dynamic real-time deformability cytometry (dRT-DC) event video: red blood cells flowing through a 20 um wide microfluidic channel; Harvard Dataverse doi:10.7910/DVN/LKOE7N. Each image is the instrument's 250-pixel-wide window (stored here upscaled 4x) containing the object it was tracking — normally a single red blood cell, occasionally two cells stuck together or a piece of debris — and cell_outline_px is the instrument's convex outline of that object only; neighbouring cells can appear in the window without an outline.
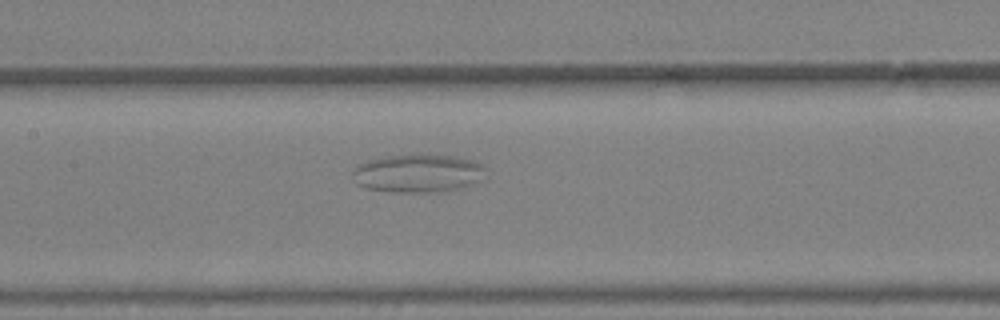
{"species": "Egyptian fruit bat (a non-hibernating species)", "species_latin": "Rousettus aegyptiacus", "temperature_condition": "warm", "stored_images_in_passage": 42, "camera_frame_rate_fps": 3000, "um_per_image_px": 0.085, "animal": {"sex": "female"}, "frame": {"image": 1, "passage_image": 21, "time_ms": 6.667, "image_size_px": [1000, 320], "cell_outline_px": [[488, 168], [476, 180], [460, 188], [444, 192], [392, 192], [364, 188], [356, 184], [352, 180], [352, 172], [356, 164], [368, 160], [384, 156], [412, 152], [416, 152], [456, 156], [472, 160]], "centroid_in_image_um": [35.43, 14.69], "position_along_channel_um": 172.0, "area_um2": 30.46}}
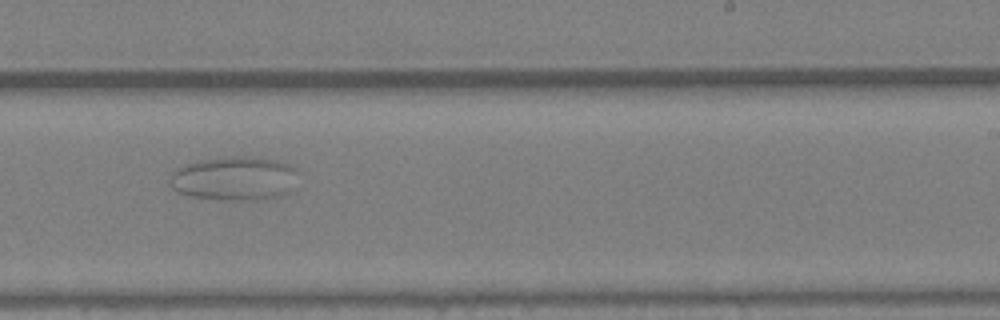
{"frame": {"image": 2, "passage_image": 27, "time_ms": 8.667, "image_size_px": [1000, 320], "cell_outline_px": [[300, 172], [284, 196], [256, 200], [220, 200], [192, 196], [176, 192], [168, 184], [168, 180], [172, 172], [176, 168], [200, 160], [220, 156], [248, 156], [276, 160], [288, 164], [296, 168]], "centroid_in_image_um": [19.9, 15.16], "position_along_channel_um": 269.1, "area_um2": 33.35}}
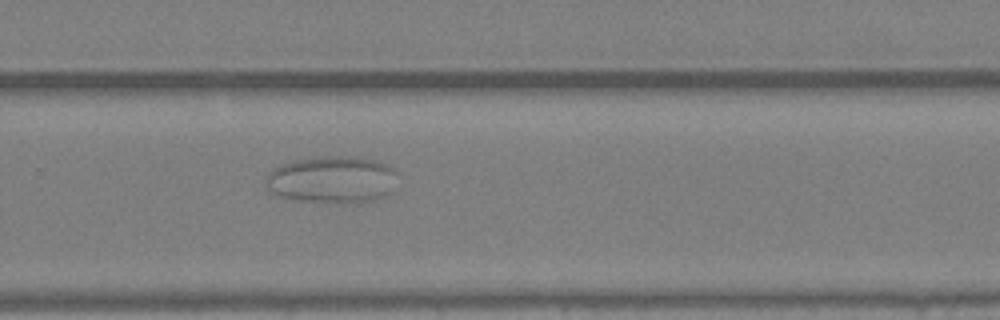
{"frame": {"image": 3, "passage_image": 29, "time_ms": 9.333, "image_size_px": [1000, 320], "cell_outline_px": [[396, 172], [392, 192], [384, 196], [372, 200], [356, 204], [332, 204], [292, 200], [280, 196], [264, 188], [264, 180], [268, 172], [280, 164], [296, 160], [320, 156], [356, 156], [376, 160], [388, 164], [396, 168]], "centroid_in_image_um": [28.21, 15.29], "position_along_channel_um": 301.6, "area_um2": 37.28}}